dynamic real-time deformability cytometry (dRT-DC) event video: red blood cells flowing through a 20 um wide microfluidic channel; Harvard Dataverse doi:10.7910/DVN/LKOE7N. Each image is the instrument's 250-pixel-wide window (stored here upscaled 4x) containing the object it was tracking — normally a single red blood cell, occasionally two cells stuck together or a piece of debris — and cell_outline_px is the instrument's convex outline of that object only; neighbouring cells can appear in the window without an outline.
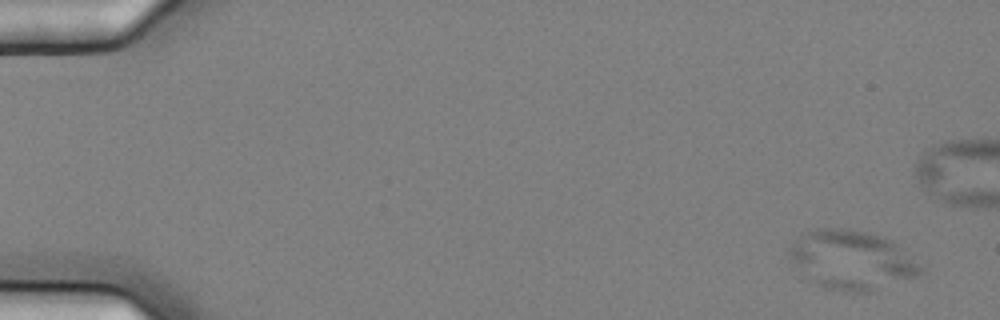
{"species": "common noctule bat (a hibernating species)", "species_latin": "Nyctalus noctula", "temperature_condition": "cold", "stored_images_in_passage": 58, "camera_frame_rate_fps": 3000, "um_per_image_px": 0.085, "animal": {"sex": "female", "body_mass_g": 25.1}, "frame": {"image": 1, "passage_image": 3, "time_ms": 0.667, "image_size_px": [1000, 320], "cell_outline_px": [[924, 272], [916, 276], [872, 292], [852, 292], [824, 288], [800, 280], [788, 252], [788, 248], [804, 232], [816, 228], [848, 228], [868, 232], [880, 236], [896, 244], [920, 264], [924, 268]], "centroid_in_image_um": [72.31, 22.13], "position_along_channel_um": 12.7, "area_um2": 45.89}}
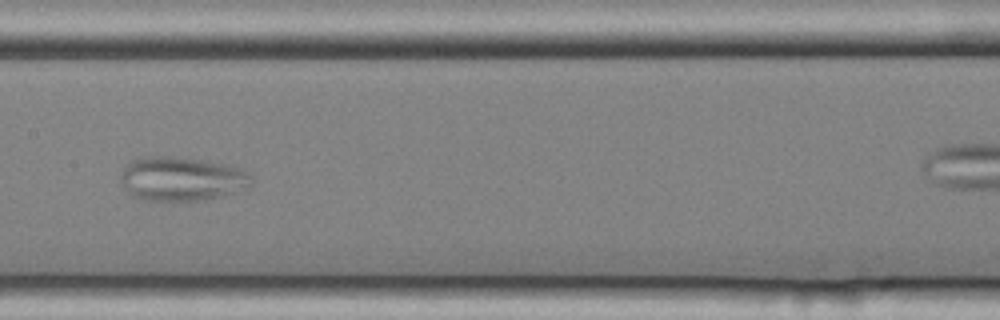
{"frame": {"image": 2, "passage_image": 30, "time_ms": 9.667, "image_size_px": [1000, 320], "cell_outline_px": [[252, 184], [248, 188], [236, 192], [204, 200], [140, 200], [132, 196], [128, 192], [120, 180], [120, 176], [124, 168], [132, 160], [144, 156], [172, 156], [200, 160], [224, 164], [244, 168], [252, 176]], "centroid_in_image_um": [15.46, 15.2], "position_along_channel_um": 191.9, "area_um2": 33.76}}
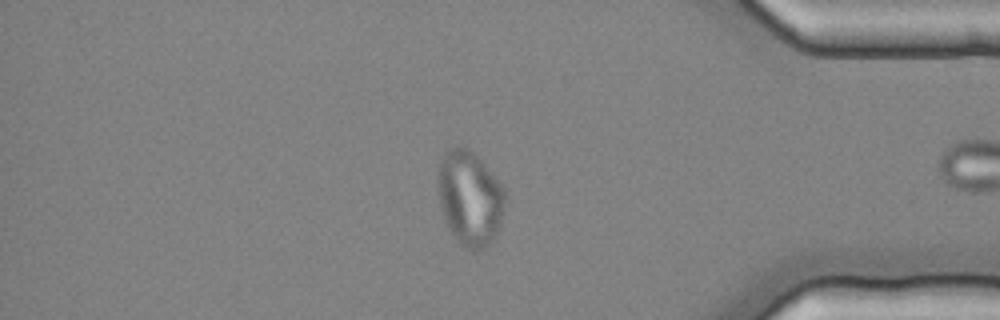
{"frame": {"image": 3, "passage_image": 49, "time_ms": 16.0, "image_size_px": [1000, 320], "cell_outline_px": [[504, 208], [496, 240], [480, 252], [468, 248], [460, 244], [452, 236], [448, 228], [440, 208], [436, 180], [440, 160], [444, 152], [448, 148], [456, 144], [464, 144], [484, 164], [504, 188]], "centroid_in_image_um": [39.9, 16.85], "position_along_channel_um": 395.3, "area_um2": 37.86}}